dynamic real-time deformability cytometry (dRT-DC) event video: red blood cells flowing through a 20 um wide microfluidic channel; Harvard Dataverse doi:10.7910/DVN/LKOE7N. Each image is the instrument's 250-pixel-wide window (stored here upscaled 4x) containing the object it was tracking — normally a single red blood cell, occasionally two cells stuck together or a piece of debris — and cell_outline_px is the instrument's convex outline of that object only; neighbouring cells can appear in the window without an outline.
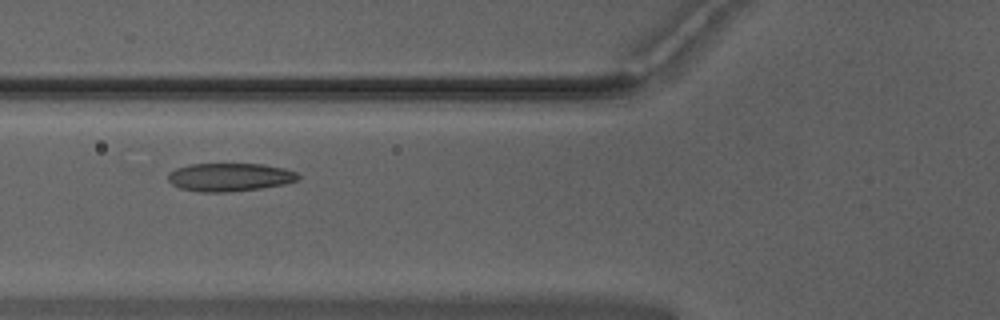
{"species": "Egyptian fruit bat (a non-hibernating species)", "species_latin": "Rousettus aegyptiacus", "temperature_condition": "warm", "stored_images_in_passage": 28, "camera_frame_rate_fps": 3000, "um_per_image_px": 0.085, "animal": {"sex": "male"}, "frame": {"image": 1, "passage_image": 20, "time_ms": 6.333, "image_size_px": [1000, 320], "cell_outline_px": [[300, 176], [296, 180], [284, 184], [260, 188], [228, 192], [200, 192], [180, 188], [172, 184], [168, 180], [168, 172], [176, 168], [188, 164], [264, 164], [284, 168], [296, 172]], "centroid_in_image_um": [19.49, 15.05], "position_along_channel_um": 106.3, "area_um2": 21.39}}
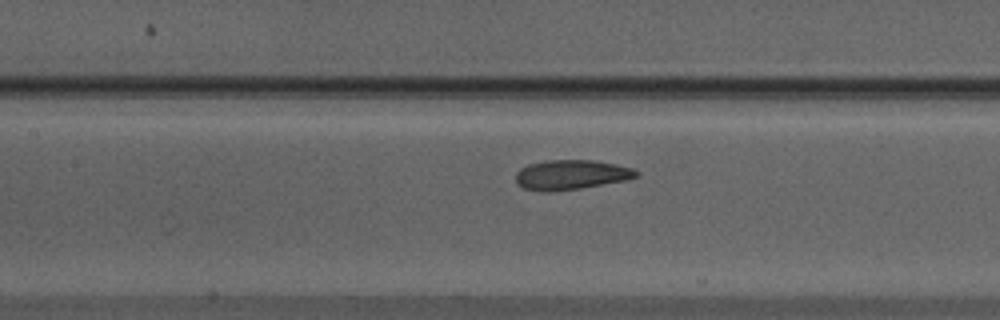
{"frame": {"image": 2, "passage_image": 24, "time_ms": 7.667, "image_size_px": [1000, 320], "cell_outline_px": [[640, 176], [628, 180], [580, 188], [548, 192], [540, 192], [524, 188], [516, 184], [516, 172], [520, 168], [528, 164], [544, 160], [592, 160], [616, 164], [632, 168], [640, 172]], "centroid_in_image_um": [48.54, 14.85], "position_along_channel_um": 158.9, "area_um2": 21.15}}
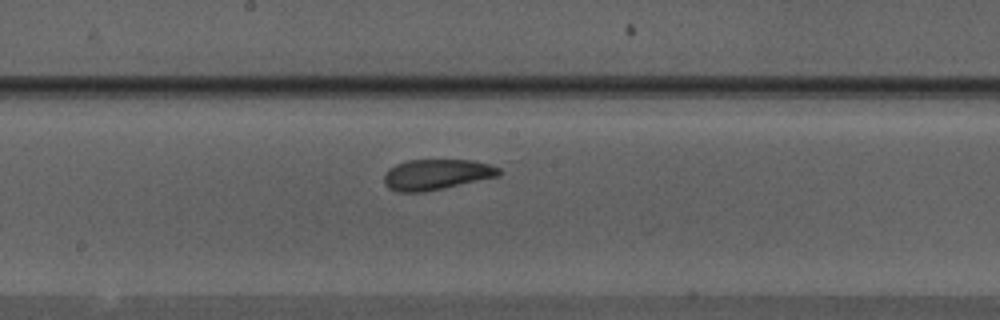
{"frame": {"image": 3, "passage_image": 28, "time_ms": 9.0, "image_size_px": [1000, 320], "cell_outline_px": [[500, 176], [444, 188], [424, 192], [396, 192], [388, 188], [384, 184], [384, 176], [388, 168], [396, 164], [408, 160], [472, 160], [488, 164], [500, 168]], "centroid_in_image_um": [37.08, 14.84], "position_along_channel_um": 211.1, "area_um2": 20.58}}